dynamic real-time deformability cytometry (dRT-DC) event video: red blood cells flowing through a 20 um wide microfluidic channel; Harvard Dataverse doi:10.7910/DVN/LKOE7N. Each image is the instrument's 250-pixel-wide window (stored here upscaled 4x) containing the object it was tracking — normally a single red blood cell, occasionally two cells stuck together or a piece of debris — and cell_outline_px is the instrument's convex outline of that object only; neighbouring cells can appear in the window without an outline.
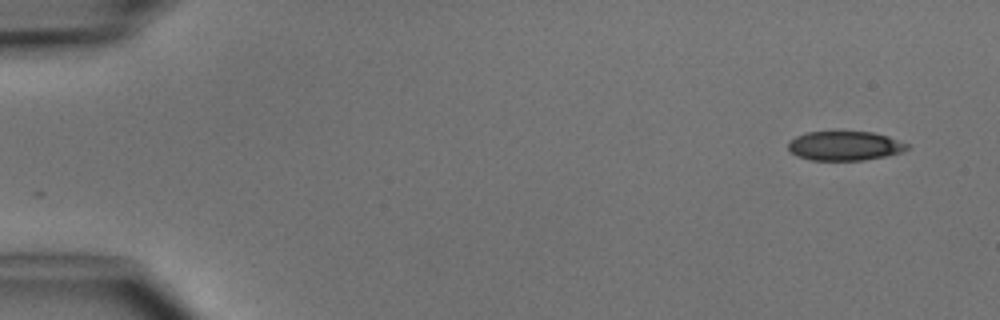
{"species": "common noctule bat (a hibernating species)", "species_latin": "Nyctalus noctula", "temperature_condition": "cold", "stored_images_in_passage": 4, "camera_frame_rate_fps": 3000, "um_per_image_px": 0.085, "animal": {"sex": "male", "body_mass_g": 15.6}, "frame": {"image": 1, "passage_image": 1, "time_ms": 0.0, "image_size_px": [1000, 320], "cell_outline_px": [[912, 148], [900, 152], [884, 156], [864, 160], [812, 160], [796, 156], [788, 148], [788, 140], [796, 136], [808, 132], [872, 132], [888, 136], [912, 144]], "centroid_in_image_um": [71.84, 12.39], "position_along_channel_um": 13.2, "area_um2": 20.4}}
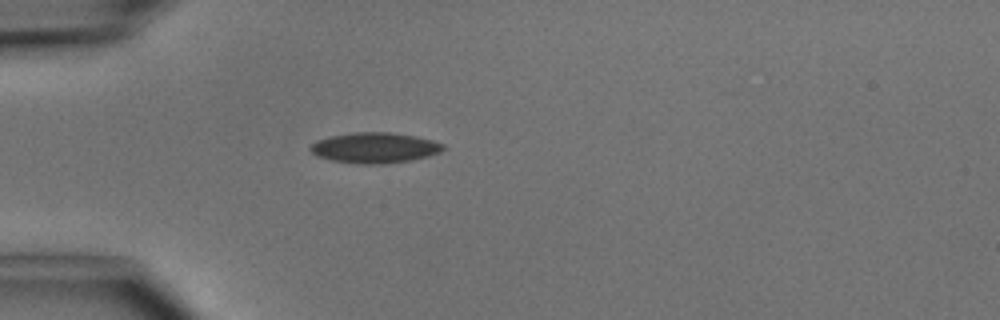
{"frame": {"image": 2, "passage_image": 4, "time_ms": 3.667, "image_size_px": [1000, 320], "cell_outline_px": [[444, 148], [440, 152], [428, 156], [412, 160], [384, 164], [360, 164], [332, 160], [316, 156], [308, 148], [316, 140], [328, 136], [352, 132], [388, 132], [416, 136], [432, 140], [444, 144]], "centroid_in_image_um": [31.83, 12.56], "position_along_channel_um": 53.2, "area_um2": 23.76}}